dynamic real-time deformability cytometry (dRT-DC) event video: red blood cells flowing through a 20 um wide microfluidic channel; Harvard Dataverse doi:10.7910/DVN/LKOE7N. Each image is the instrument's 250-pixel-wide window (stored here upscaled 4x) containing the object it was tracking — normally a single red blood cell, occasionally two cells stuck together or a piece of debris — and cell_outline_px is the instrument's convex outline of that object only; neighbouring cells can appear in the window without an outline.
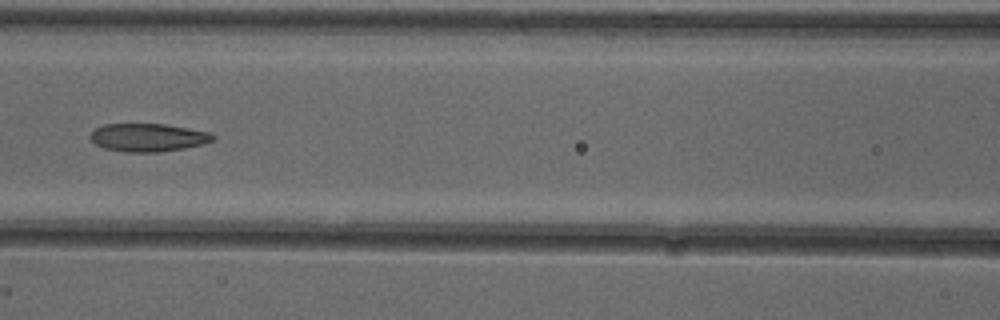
{"species": "common noctule bat (a hibernating species)", "species_latin": "Nyctalus noctula", "temperature_condition": "cold", "stored_images_in_passage": 6, "camera_frame_rate_fps": 3000, "um_per_image_px": 0.085, "animal": {"sex": "female"}, "frame": {"image": 1, "passage_image": 6, "time_ms": 1.667, "image_size_px": [1000, 320], "cell_outline_px": [[216, 140], [204, 144], [184, 148], [160, 152], [128, 152], [104, 148], [96, 144], [88, 136], [96, 128], [104, 124], [164, 124], [212, 132], [216, 136]], "centroid_in_image_um": [12.64, 11.68], "position_along_channel_um": 154.0, "area_um2": 20.17}}